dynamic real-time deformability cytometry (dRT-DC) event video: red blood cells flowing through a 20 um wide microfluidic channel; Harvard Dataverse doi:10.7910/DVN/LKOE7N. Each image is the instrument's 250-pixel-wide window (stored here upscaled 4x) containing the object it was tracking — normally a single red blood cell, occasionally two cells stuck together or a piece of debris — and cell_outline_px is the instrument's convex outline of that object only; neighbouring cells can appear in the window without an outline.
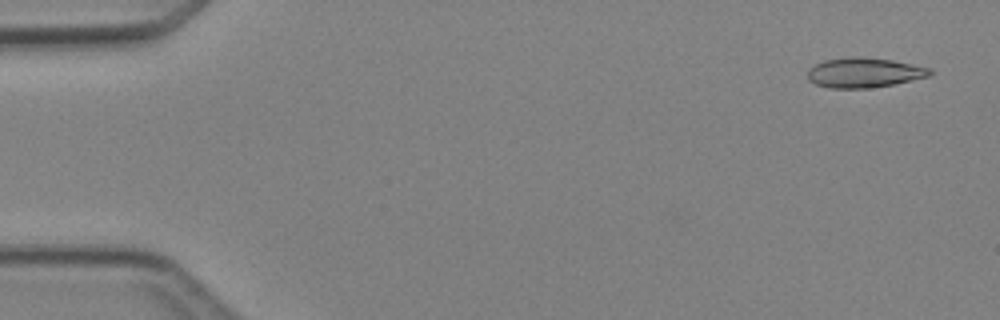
{"species": "Egyptian fruit bat (a non-hibernating species)", "species_latin": "Rousettus aegyptiacus", "temperature_condition": "cold", "stored_images_in_passage": 3, "segment_of_instrument_passage": [2, 2], "camera_frame_rate_fps": 3000, "um_per_image_px": 0.085, "animal": {"sex": "female"}, "frame": {"image": 1, "passage_image": 3, "time_ms": 3.333, "image_size_px": [1000, 320], "cell_outline_px": [[932, 72], [928, 76], [892, 84], [868, 88], [828, 88], [816, 84], [808, 80], [808, 68], [824, 60], [852, 56], [860, 56], [892, 60], [932, 68]], "centroid_in_image_um": [73.41, 6.16], "position_along_channel_um": 11.6, "area_um2": 21.21}}